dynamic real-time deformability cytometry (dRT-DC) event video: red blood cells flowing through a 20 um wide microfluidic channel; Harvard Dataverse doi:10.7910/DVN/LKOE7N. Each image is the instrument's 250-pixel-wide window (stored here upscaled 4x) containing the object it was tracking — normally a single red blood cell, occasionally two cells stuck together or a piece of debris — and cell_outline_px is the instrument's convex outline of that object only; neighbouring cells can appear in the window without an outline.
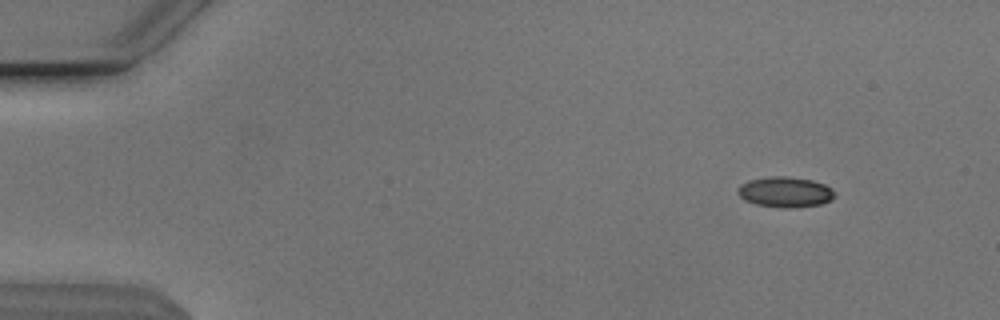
{"species": "Egyptian fruit bat (a non-hibernating species)", "species_latin": "Rousettus aegyptiacus", "temperature_condition": "cold", "stored_images_in_passage": 49, "camera_frame_rate_fps": 3000, "um_per_image_px": 0.085, "animal": {"sex": "male"}, "frame": {"image": 1, "passage_image": 1, "time_ms": 0.0, "image_size_px": [1000, 320], "cell_outline_px": [[836, 196], [832, 200], [820, 204], [792, 208], [784, 208], [756, 204], [744, 200], [736, 192], [736, 188], [740, 184], [748, 180], [768, 176], [788, 176], [812, 180], [824, 184], [832, 188]], "centroid_in_image_um": [66.72, 16.31], "position_along_channel_um": 18.3, "area_um2": 17.46}}
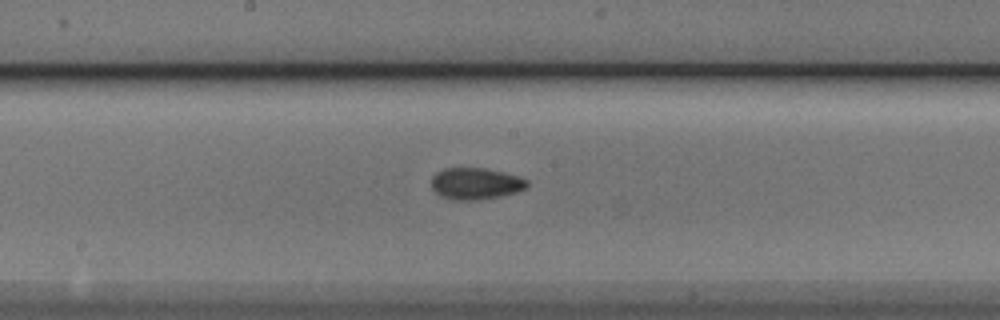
{"frame": {"image": 2, "passage_image": 24, "time_ms": 7.667, "image_size_px": [1000, 320], "cell_outline_px": [[528, 184], [524, 188], [516, 192], [500, 196], [476, 200], [456, 200], [440, 196], [432, 188], [432, 176], [436, 172], [444, 168], [484, 168], [520, 176], [528, 180]], "centroid_in_image_um": [40.42, 15.6], "position_along_channel_um": 207.8, "area_um2": 17.57}}
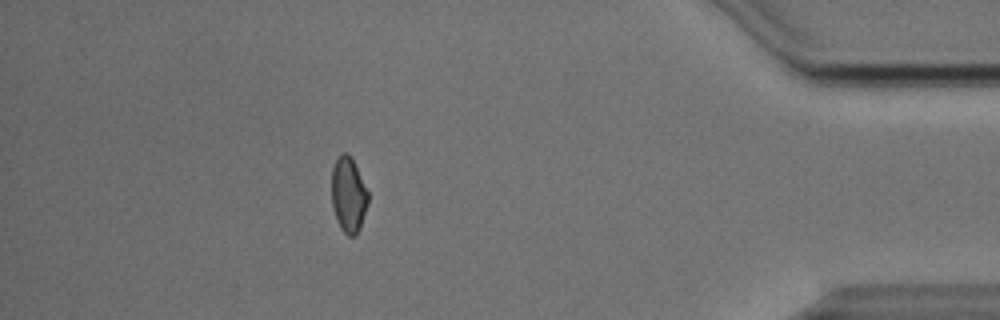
{"frame": {"image": 3, "passage_image": 43, "time_ms": 14.0, "image_size_px": [1000, 320], "cell_outline_px": [[368, 204], [360, 228], [356, 236], [348, 236], [340, 228], [336, 220], [332, 204], [332, 168], [336, 160], [344, 152], [348, 152], [368, 192]], "centroid_in_image_um": [29.61, 16.61], "position_along_channel_um": 405.6, "area_um2": 15.84}, "authors_computed_cell_mechanics": {"area_um2": 16.9354, "velocity_mm_per_s": 3.8389, "shape_relaxation_time_tau1_ms": 2.7325, "shape_relaxation_time_tau2_ms": 2.4225, "deformation_change_tau1": 0.1138, "deformation_change_tau2": 0.077}}